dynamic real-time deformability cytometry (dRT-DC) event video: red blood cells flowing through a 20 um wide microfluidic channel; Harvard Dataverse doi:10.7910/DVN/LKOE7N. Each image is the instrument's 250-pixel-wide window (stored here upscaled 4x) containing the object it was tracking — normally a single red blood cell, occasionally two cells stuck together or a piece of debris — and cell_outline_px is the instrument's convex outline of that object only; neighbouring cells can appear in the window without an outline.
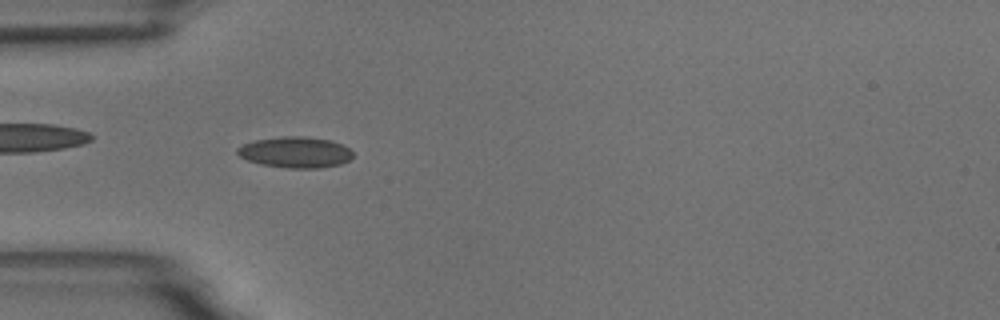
{"species": "common noctule bat (a hibernating species)", "species_latin": "Nyctalus noctula", "temperature_condition": "room temperature", "stored_images_in_passage": 56, "camera_frame_rate_fps": 3000, "um_per_image_px": 0.085, "animal": {"sex": "male", "body_mass_g": 18.8}, "frame": {"image": 1, "passage_image": 17, "time_ms": 5.333, "image_size_px": [1000, 320], "cell_outline_px": [[352, 156], [348, 160], [340, 164], [320, 168], [288, 168], [260, 164], [248, 160], [240, 156], [236, 152], [236, 148], [244, 144], [256, 140], [284, 136], [304, 136], [328, 140], [340, 144], [348, 148], [352, 152]], "centroid_in_image_um": [25.08, 12.95], "position_along_channel_um": 59.9, "area_um2": 20.63}, "authors_computed_cell_mechanics": {"area_um2": 19.1029, "velocity_mm_per_s": 3.6503, "shape_relaxation_time_tau1_ms": null, "shape_relaxation_time_tau2_ms": 1.123, "deformation_change_tau1": null, "deformation_change_tau2": 0.068}}